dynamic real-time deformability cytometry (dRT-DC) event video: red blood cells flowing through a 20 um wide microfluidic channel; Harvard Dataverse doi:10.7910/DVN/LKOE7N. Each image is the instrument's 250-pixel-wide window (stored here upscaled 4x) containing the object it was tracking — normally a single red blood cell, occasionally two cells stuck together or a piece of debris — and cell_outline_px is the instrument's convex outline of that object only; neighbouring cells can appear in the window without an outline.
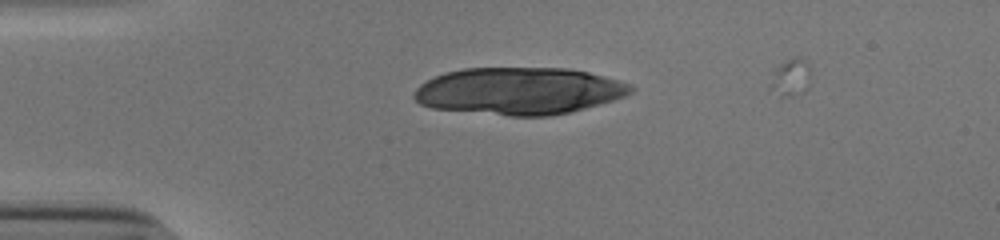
{"species": "human", "species_latin": "Homo sapiens", "temperature_condition": "cold", "stored_images_in_passage": 19, "camera_frame_rate_fps": 3000, "um_per_image_px": 0.085, "donor": {"sex": "male"}, "frame": {"image": 1, "passage_image": 1, "time_ms": 0.0, "image_size_px": [1000, 240], "cell_outline_px": [[636, 88], [632, 92], [624, 96], [600, 104], [552, 116], [508, 116], [432, 108], [420, 104], [412, 96], [416, 88], [420, 84], [444, 72], [464, 68], [568, 68], [588, 72], [620, 80], [632, 84]], "centroid_in_image_um": [44.13, 7.73], "position_along_channel_um": 40.9, "area_um2": 59.71}}